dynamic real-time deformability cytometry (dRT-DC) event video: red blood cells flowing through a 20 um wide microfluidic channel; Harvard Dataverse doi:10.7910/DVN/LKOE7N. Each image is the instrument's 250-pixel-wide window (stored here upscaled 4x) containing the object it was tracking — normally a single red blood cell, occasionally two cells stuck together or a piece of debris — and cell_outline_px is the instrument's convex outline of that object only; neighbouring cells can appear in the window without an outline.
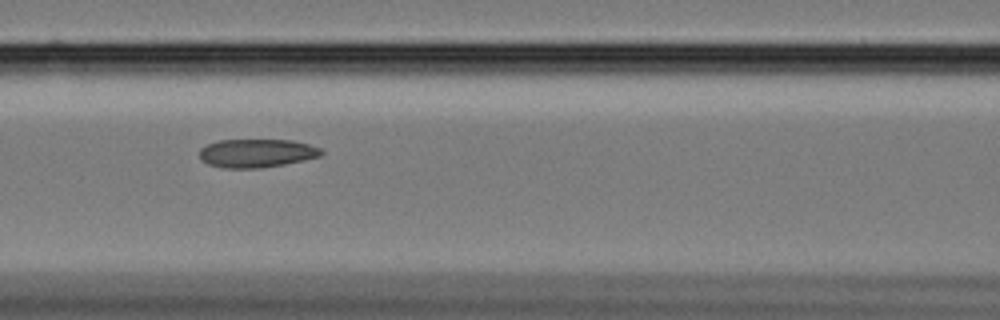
{"species": "Egyptian fruit bat (a non-hibernating species)", "species_latin": "Rousettus aegyptiacus", "temperature_condition": "cold", "stored_images_in_passage": 56, "camera_frame_rate_fps": 3000, "um_per_image_px": 0.085, "animal": {"sex": "female"}, "frame": {"image": 1, "passage_image": 23, "time_ms": 7.333, "image_size_px": [1000, 320], "cell_outline_px": [[324, 152], [320, 156], [304, 160], [284, 164], [260, 168], [224, 168], [208, 164], [200, 160], [200, 148], [208, 144], [220, 140], [292, 140], [308, 144], [320, 148]], "centroid_in_image_um": [21.81, 13.02], "position_along_channel_um": 144.8, "area_um2": 20.17}}
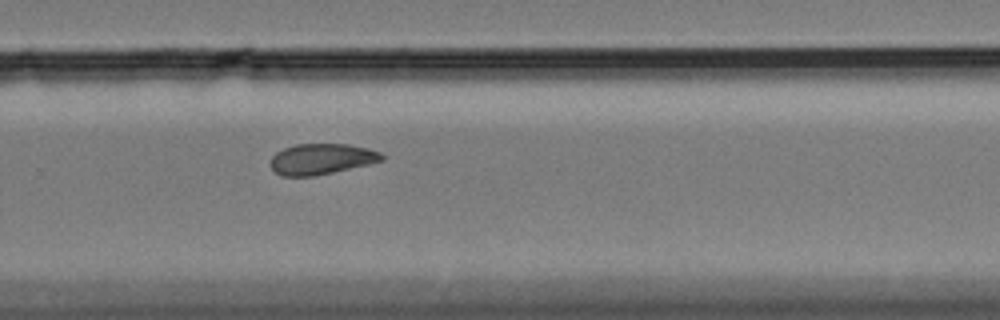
{"frame": {"image": 2, "passage_image": 37, "time_ms": 12.0, "image_size_px": [1000, 320], "cell_outline_px": [[384, 160], [368, 164], [332, 172], [312, 176], [280, 176], [272, 168], [272, 156], [276, 152], [284, 148], [296, 144], [348, 144], [368, 148], [380, 152], [384, 156]], "centroid_in_image_um": [27.33, 13.51], "position_along_channel_um": 302.5, "area_um2": 19.77}}
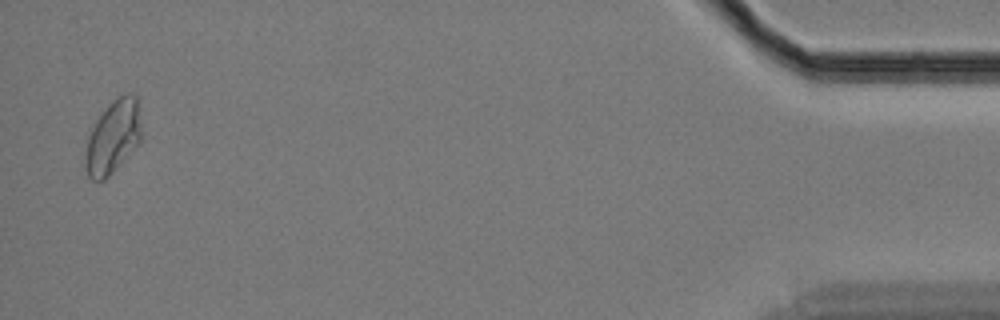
{"frame": {"image": 3, "passage_image": 55, "time_ms": 18.0, "image_size_px": [1000, 320], "cell_outline_px": [[140, 140], [124, 160], [104, 180], [92, 180], [88, 176], [88, 128], [112, 100], [116, 96], [124, 92], [132, 92], [136, 96], [140, 124]], "centroid_in_image_um": [9.62, 11.55], "position_along_channel_um": 425.6, "area_um2": 23.41}, "authors_computed_cell_mechanics": {"area_um2": 21.2415, "velocity_mm_per_s": 3.3931, "shape_relaxation_time_tau1_ms": null, "shape_relaxation_time_tau2_ms": 2.8351, "deformation_change_tau1": null, "deformation_change_tau2": 0.0668}}